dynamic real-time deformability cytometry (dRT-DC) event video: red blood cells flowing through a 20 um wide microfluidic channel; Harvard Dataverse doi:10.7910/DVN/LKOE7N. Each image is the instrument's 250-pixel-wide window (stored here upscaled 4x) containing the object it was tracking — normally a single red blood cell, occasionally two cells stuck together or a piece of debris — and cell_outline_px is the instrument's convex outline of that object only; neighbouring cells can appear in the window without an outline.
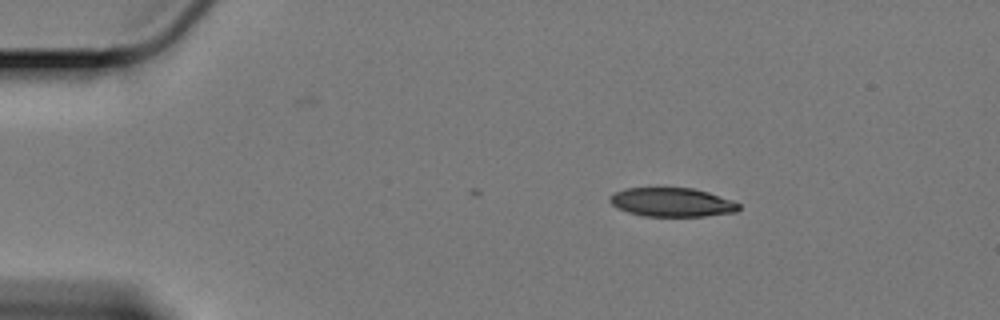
{"species": "Egyptian fruit bat (a non-hibernating species)", "species_latin": "Rousettus aegyptiacus", "temperature_condition": "cold", "stored_images_in_passage": 40, "camera_frame_rate_fps": 3000, "um_per_image_px": 0.085, "animal": {"sex": "female"}, "frame": {"image": 1, "passage_image": 1, "time_ms": 0.0, "image_size_px": [1000, 320], "cell_outline_px": [[740, 208], [736, 212], [704, 216], [644, 216], [628, 212], [616, 208], [608, 200], [616, 192], [624, 188], [692, 188], [708, 192], [732, 200], [740, 204]], "centroid_in_image_um": [57.12, 17.19], "position_along_channel_um": 27.9, "area_um2": 21.62}}
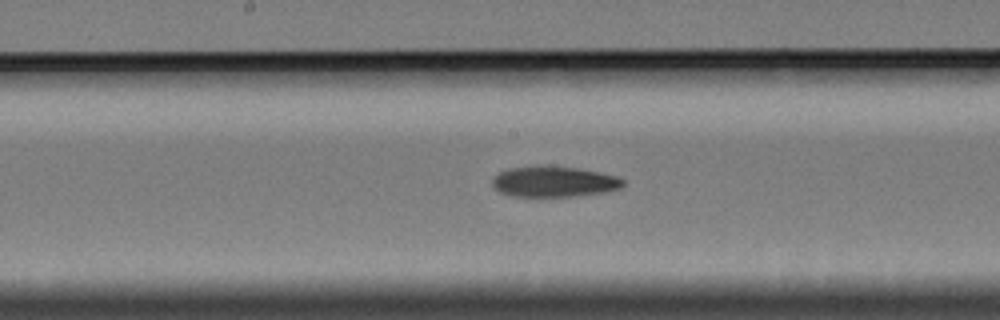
{"frame": {"image": 2, "passage_image": 22, "time_ms": 7.0, "image_size_px": [1000, 320], "cell_outline_px": [[624, 184], [620, 188], [604, 192], [568, 196], [512, 196], [500, 192], [492, 184], [492, 180], [500, 172], [508, 168], [536, 164], [548, 164], [576, 168], [600, 172], [616, 176], [624, 180]], "centroid_in_image_um": [47.06, 15.4], "position_along_channel_um": 201.1, "area_um2": 23.52}}
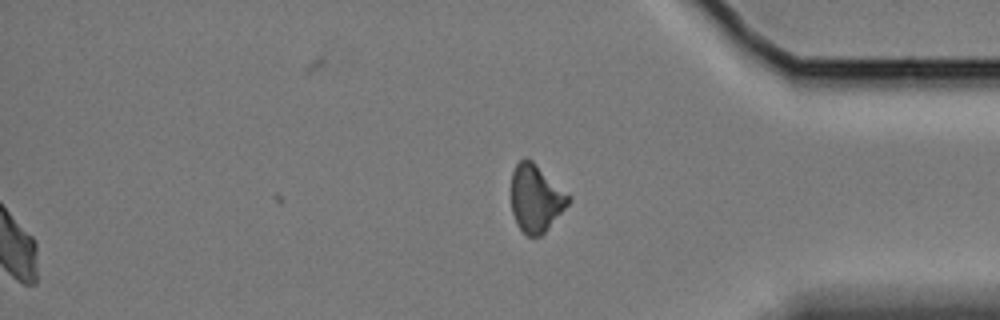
{"frame": {"image": 3, "passage_image": 40, "time_ms": 13.0, "image_size_px": [1000, 320], "cell_outline_px": [[572, 200], [544, 232], [540, 236], [528, 236], [516, 224], [512, 212], [512, 172], [516, 164], [524, 156], [532, 160], [572, 196]], "centroid_in_image_um": [45.56, 16.83], "position_along_channel_um": 389.6, "area_um2": 22.48}, "authors_computed_cell_mechanics": {"area_um2": 23.6113, "velocity_mm_per_s": 3.3875, "shape_relaxation_time_tau1_ms": 7.436, "shape_relaxation_time_tau2_ms": null, "deformation_change_tau1": 0.146, "deformation_change_tau2": null}}